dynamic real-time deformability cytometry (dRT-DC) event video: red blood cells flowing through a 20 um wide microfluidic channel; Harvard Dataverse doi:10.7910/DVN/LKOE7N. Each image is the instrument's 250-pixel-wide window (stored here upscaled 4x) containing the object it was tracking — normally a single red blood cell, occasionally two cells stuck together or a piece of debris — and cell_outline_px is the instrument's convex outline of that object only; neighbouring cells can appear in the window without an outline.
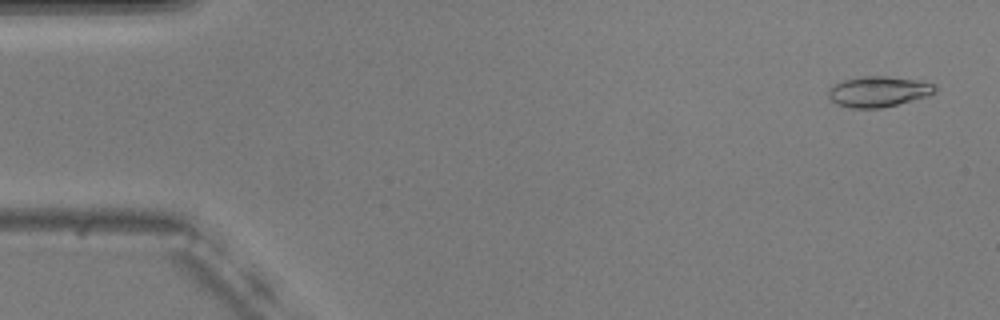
{"species": "common noctule bat (a hibernating species)", "species_latin": "Nyctalus noctula", "temperature_condition": "warm", "stored_images_in_passage": 26, "camera_frame_rate_fps": 3000, "um_per_image_px": 0.085, "animal": {"sex": "male", "body_mass_g": 20.5, "forearm_length_mm": 52.5}, "frame": {"image": 1, "passage_image": 3, "time_ms": 0.667, "image_size_px": [1000, 320], "cell_outline_px": [[936, 92], [928, 96], [880, 108], [848, 108], [836, 104], [828, 96], [828, 88], [844, 80], [864, 76], [888, 76], [920, 80], [936, 84]], "centroid_in_image_um": [74.68, 7.78], "position_along_channel_um": 10.3, "area_um2": 19.07}}
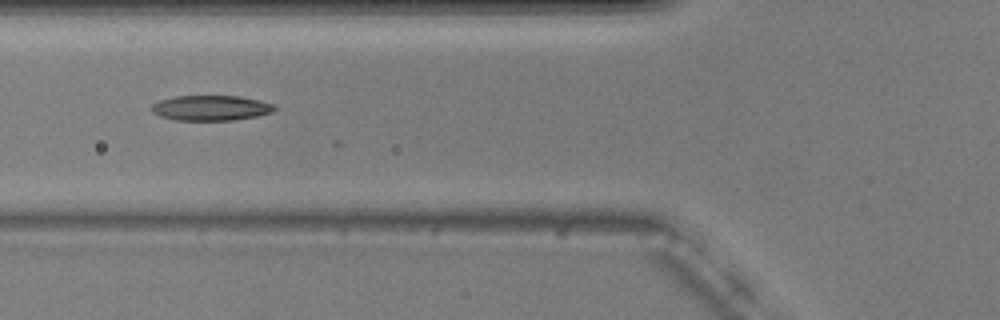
{"frame": {"image": 2, "passage_image": 21, "time_ms": 6.667, "image_size_px": [1000, 320], "cell_outline_px": [[276, 108], [272, 112], [256, 116], [232, 120], [176, 120], [160, 116], [152, 112], [152, 104], [160, 100], [176, 96], [240, 96], [260, 100], [272, 104]], "centroid_in_image_um": [17.92, 9.17], "position_along_channel_um": 107.9, "area_um2": 17.92}}
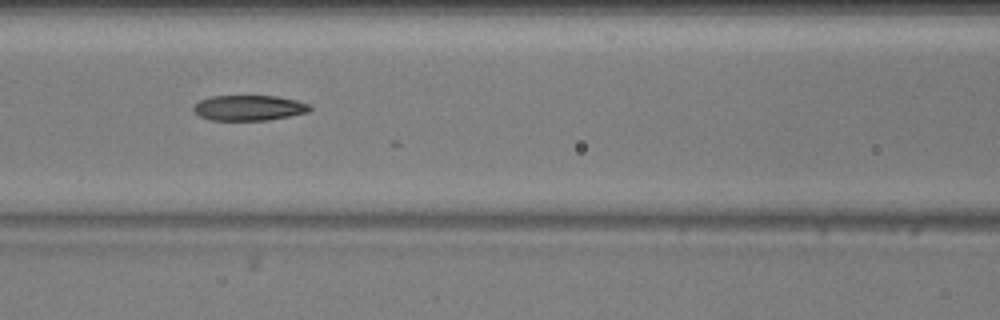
{"frame": {"image": 3, "passage_image": 24, "time_ms": 7.667, "image_size_px": [1000, 320], "cell_outline_px": [[312, 108], [308, 112], [268, 120], [208, 120], [200, 116], [192, 108], [200, 100], [212, 96], [276, 96], [296, 100], [308, 104]], "centroid_in_image_um": [21.15, 9.17], "position_along_channel_um": 145.4, "area_um2": 17.05}}